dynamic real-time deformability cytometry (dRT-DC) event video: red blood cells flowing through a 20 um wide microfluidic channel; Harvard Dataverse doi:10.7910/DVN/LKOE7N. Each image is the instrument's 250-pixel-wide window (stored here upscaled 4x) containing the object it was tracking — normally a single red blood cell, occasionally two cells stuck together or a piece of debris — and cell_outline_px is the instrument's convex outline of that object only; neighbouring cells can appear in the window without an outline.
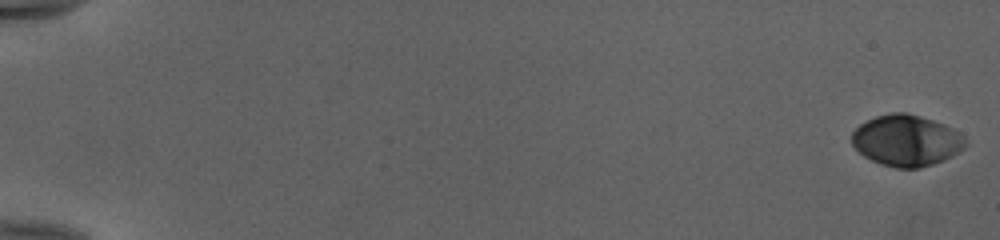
{"species": "human", "species_latin": "Homo sapiens", "temperature_condition": "cold", "stored_images_in_passage": 54, "camera_frame_rate_fps": 3000, "um_per_image_px": 0.085, "donor": {"sex": "female"}, "frame": {"image": 1, "passage_image": 1, "time_ms": 0.0, "image_size_px": [1000, 240], "cell_outline_px": [[968, 144], [964, 148], [952, 156], [944, 160], [920, 168], [896, 168], [880, 164], [864, 156], [852, 144], [852, 132], [860, 124], [876, 116], [892, 112], [904, 112], [920, 116], [944, 124], [960, 132], [964, 136]], "centroid_in_image_um": [77.07, 11.94], "position_along_channel_um": 7.9, "area_um2": 33.93}}
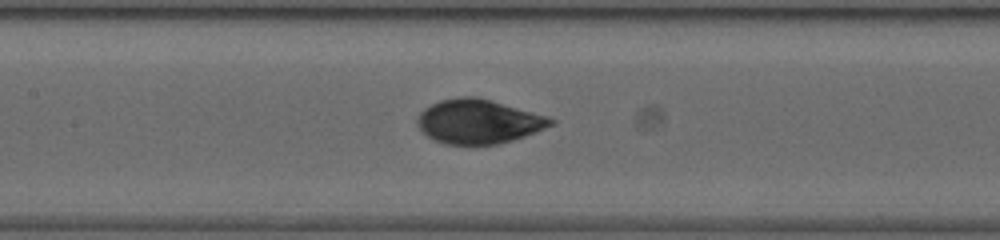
{"frame": {"image": 2, "passage_image": 28, "time_ms": 9.0, "image_size_px": [1000, 240], "cell_outline_px": [[556, 124], [536, 132], [512, 140], [496, 144], [444, 144], [428, 136], [416, 124], [416, 120], [420, 112], [424, 108], [440, 100], [460, 96], [476, 96], [548, 116], [556, 120]], "centroid_in_image_um": [40.69, 10.32], "position_along_channel_um": 166.7, "area_um2": 34.28}}
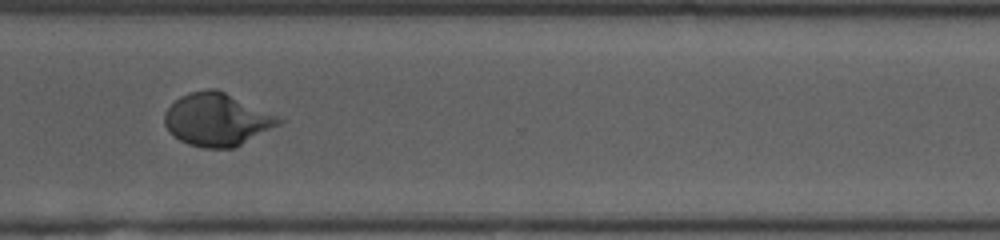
{"frame": {"image": 3, "passage_image": 42, "time_ms": 13.667, "image_size_px": [1000, 240], "cell_outline_px": [[288, 120], [232, 148], [200, 148], [188, 144], [180, 140], [168, 132], [164, 124], [164, 112], [180, 96], [188, 92], [208, 88], [216, 88]], "centroid_in_image_um": [18.42, 10.15], "position_along_channel_um": 352.2, "area_um2": 35.14}, "authors_computed_cell_mechanics": {"area_um2": 34.0731, "velocity_mm_per_s": 3.987, "shape_relaxation_time_tau1_ms": 4.1988, "shape_relaxation_time_tau2_ms": 0.7667, "deformation_change_tau1": 0.1816, "deformation_change_tau2": 0.0407}}